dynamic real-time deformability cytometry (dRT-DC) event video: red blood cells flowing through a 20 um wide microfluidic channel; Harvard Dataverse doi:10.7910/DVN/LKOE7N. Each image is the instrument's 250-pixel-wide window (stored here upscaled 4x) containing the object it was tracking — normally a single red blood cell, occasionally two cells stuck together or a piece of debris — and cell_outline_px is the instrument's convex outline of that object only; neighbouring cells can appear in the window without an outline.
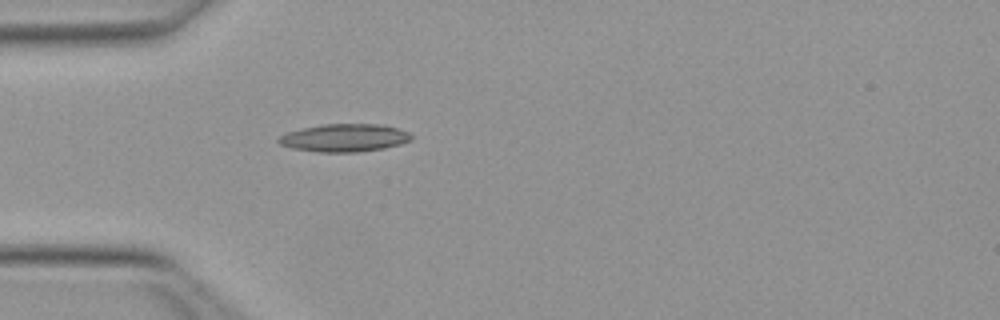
{"species": "Egyptian fruit bat (a non-hibernating species)", "species_latin": "Rousettus aegyptiacus", "temperature_condition": "warm", "stored_images_in_passage": 27, "camera_frame_rate_fps": 3000, "um_per_image_px": 0.085, "animal": {"sex": "female"}, "frame": {"image": 1, "passage_image": 1, "time_ms": 0.0, "image_size_px": [1000, 320], "cell_outline_px": [[412, 140], [400, 144], [384, 148], [356, 152], [316, 152], [292, 148], [280, 144], [276, 140], [284, 132], [324, 124], [376, 124], [396, 128], [408, 132], [412, 136]], "centroid_in_image_um": [29.24, 11.72], "position_along_channel_um": 55.8, "area_um2": 21.44}}
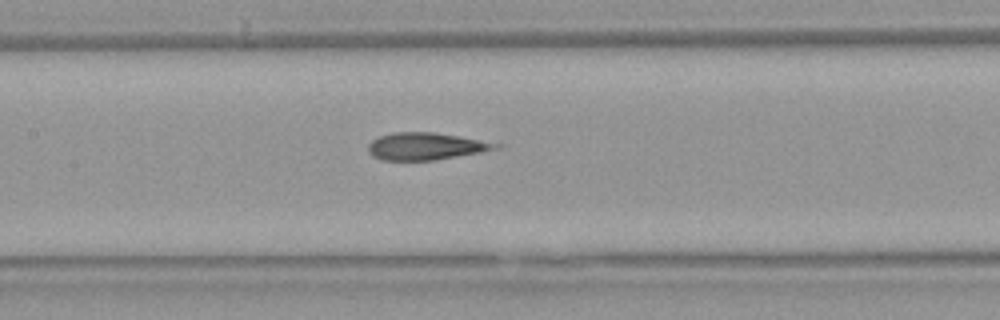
{"frame": {"image": 2, "passage_image": 10, "time_ms": 3.0, "image_size_px": [1000, 320], "cell_outline_px": [[504, 148], [436, 160], [380, 160], [372, 156], [368, 152], [368, 144], [372, 140], [380, 136], [392, 132], [436, 132], [460, 136], [504, 144]], "centroid_in_image_um": [36.24, 12.43], "position_along_channel_um": 171.2, "area_um2": 20.58}}
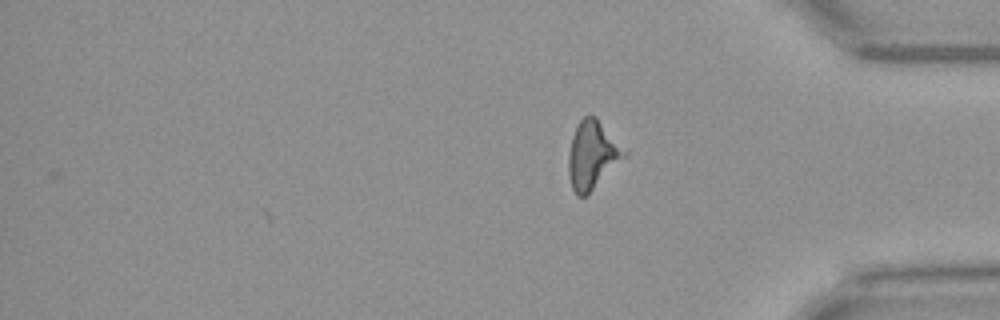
{"frame": {"image": 3, "passage_image": 27, "time_ms": 8.667, "image_size_px": [1000, 320], "cell_outline_px": [[628, 152], [588, 196], [576, 196], [572, 188], [568, 172], [568, 156], [572, 136], [580, 120], [584, 116], [596, 116]], "centroid_in_image_um": [50.33, 13.19], "position_along_channel_um": 384.9, "area_um2": 21.96}, "authors_computed_cell_mechanics": {"area_um2": 20.3456, "velocity_mm_per_s": 4.043, "shape_relaxation_time_tau1_ms": null, "shape_relaxation_time_tau2_ms": 1.2955, "deformation_change_tau1": null, "deformation_change_tau2": 0.1076}}